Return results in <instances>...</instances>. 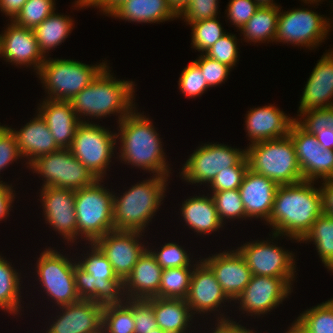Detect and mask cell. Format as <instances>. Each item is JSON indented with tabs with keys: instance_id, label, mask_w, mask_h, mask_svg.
I'll return each instance as SVG.
<instances>
[{
	"instance_id": "obj_1",
	"label": "cell",
	"mask_w": 333,
	"mask_h": 333,
	"mask_svg": "<svg viewBox=\"0 0 333 333\" xmlns=\"http://www.w3.org/2000/svg\"><path fill=\"white\" fill-rule=\"evenodd\" d=\"M314 181L278 185L272 212L266 224L273 228L272 238L287 236L300 242L323 214L322 194ZM275 230V231H274ZM274 236V237H273Z\"/></svg>"
},
{
	"instance_id": "obj_2",
	"label": "cell",
	"mask_w": 333,
	"mask_h": 333,
	"mask_svg": "<svg viewBox=\"0 0 333 333\" xmlns=\"http://www.w3.org/2000/svg\"><path fill=\"white\" fill-rule=\"evenodd\" d=\"M116 138L120 139L121 162L141 168L157 176L169 177L170 171L159 133L149 118L134 109L118 122Z\"/></svg>"
},
{
	"instance_id": "obj_3",
	"label": "cell",
	"mask_w": 333,
	"mask_h": 333,
	"mask_svg": "<svg viewBox=\"0 0 333 333\" xmlns=\"http://www.w3.org/2000/svg\"><path fill=\"white\" fill-rule=\"evenodd\" d=\"M106 66L81 92L70 100L75 114L80 119L85 116L102 118L118 113V122L129 115L135 108L134 82L119 81L112 77ZM81 115V116H80Z\"/></svg>"
},
{
	"instance_id": "obj_4",
	"label": "cell",
	"mask_w": 333,
	"mask_h": 333,
	"mask_svg": "<svg viewBox=\"0 0 333 333\" xmlns=\"http://www.w3.org/2000/svg\"><path fill=\"white\" fill-rule=\"evenodd\" d=\"M91 252L84 254L74 267L77 293L80 299L91 300L102 306L124 303L123 280L118 277L111 263L95 243ZM122 296V297H121Z\"/></svg>"
},
{
	"instance_id": "obj_5",
	"label": "cell",
	"mask_w": 333,
	"mask_h": 333,
	"mask_svg": "<svg viewBox=\"0 0 333 333\" xmlns=\"http://www.w3.org/2000/svg\"><path fill=\"white\" fill-rule=\"evenodd\" d=\"M167 177L157 176L133 185L120 197L113 195L114 230L144 232L159 209L166 191Z\"/></svg>"
},
{
	"instance_id": "obj_6",
	"label": "cell",
	"mask_w": 333,
	"mask_h": 333,
	"mask_svg": "<svg viewBox=\"0 0 333 333\" xmlns=\"http://www.w3.org/2000/svg\"><path fill=\"white\" fill-rule=\"evenodd\" d=\"M246 150L248 169L264 175L277 185L303 181L295 149L289 135L250 144Z\"/></svg>"
},
{
	"instance_id": "obj_7",
	"label": "cell",
	"mask_w": 333,
	"mask_h": 333,
	"mask_svg": "<svg viewBox=\"0 0 333 333\" xmlns=\"http://www.w3.org/2000/svg\"><path fill=\"white\" fill-rule=\"evenodd\" d=\"M102 182V179H97L93 184L75 190L77 238H84L89 243H94L107 232L114 230V194L103 187Z\"/></svg>"
},
{
	"instance_id": "obj_8",
	"label": "cell",
	"mask_w": 333,
	"mask_h": 333,
	"mask_svg": "<svg viewBox=\"0 0 333 333\" xmlns=\"http://www.w3.org/2000/svg\"><path fill=\"white\" fill-rule=\"evenodd\" d=\"M104 61L99 65L66 59H45L36 72L50 100L70 101L91 84L97 75L107 66Z\"/></svg>"
},
{
	"instance_id": "obj_9",
	"label": "cell",
	"mask_w": 333,
	"mask_h": 333,
	"mask_svg": "<svg viewBox=\"0 0 333 333\" xmlns=\"http://www.w3.org/2000/svg\"><path fill=\"white\" fill-rule=\"evenodd\" d=\"M116 139V133L84 120L78 125L69 149L97 179L103 180L117 145Z\"/></svg>"
},
{
	"instance_id": "obj_10",
	"label": "cell",
	"mask_w": 333,
	"mask_h": 333,
	"mask_svg": "<svg viewBox=\"0 0 333 333\" xmlns=\"http://www.w3.org/2000/svg\"><path fill=\"white\" fill-rule=\"evenodd\" d=\"M33 173L41 174L42 187L81 189L93 184L97 178L71 153L60 149L43 155L29 164Z\"/></svg>"
},
{
	"instance_id": "obj_11",
	"label": "cell",
	"mask_w": 333,
	"mask_h": 333,
	"mask_svg": "<svg viewBox=\"0 0 333 333\" xmlns=\"http://www.w3.org/2000/svg\"><path fill=\"white\" fill-rule=\"evenodd\" d=\"M60 252L48 248L37 260L38 280L45 294L53 299L57 306L75 303L80 299L75 285L74 267L77 264Z\"/></svg>"
},
{
	"instance_id": "obj_12",
	"label": "cell",
	"mask_w": 333,
	"mask_h": 333,
	"mask_svg": "<svg viewBox=\"0 0 333 333\" xmlns=\"http://www.w3.org/2000/svg\"><path fill=\"white\" fill-rule=\"evenodd\" d=\"M245 157V149L239 150L221 143H205L189 156L180 176L192 184H210L221 170L237 166Z\"/></svg>"
},
{
	"instance_id": "obj_13",
	"label": "cell",
	"mask_w": 333,
	"mask_h": 333,
	"mask_svg": "<svg viewBox=\"0 0 333 333\" xmlns=\"http://www.w3.org/2000/svg\"><path fill=\"white\" fill-rule=\"evenodd\" d=\"M327 20L330 19L305 8L282 13L280 9L275 41L314 49L326 39L331 27Z\"/></svg>"
},
{
	"instance_id": "obj_14",
	"label": "cell",
	"mask_w": 333,
	"mask_h": 333,
	"mask_svg": "<svg viewBox=\"0 0 333 333\" xmlns=\"http://www.w3.org/2000/svg\"><path fill=\"white\" fill-rule=\"evenodd\" d=\"M291 137L304 181L333 179V150L322 147L314 135L296 122L291 125Z\"/></svg>"
},
{
	"instance_id": "obj_15",
	"label": "cell",
	"mask_w": 333,
	"mask_h": 333,
	"mask_svg": "<svg viewBox=\"0 0 333 333\" xmlns=\"http://www.w3.org/2000/svg\"><path fill=\"white\" fill-rule=\"evenodd\" d=\"M293 278L252 275L249 284L236 298L242 313L260 316L277 308L291 293Z\"/></svg>"
},
{
	"instance_id": "obj_16",
	"label": "cell",
	"mask_w": 333,
	"mask_h": 333,
	"mask_svg": "<svg viewBox=\"0 0 333 333\" xmlns=\"http://www.w3.org/2000/svg\"><path fill=\"white\" fill-rule=\"evenodd\" d=\"M270 243L271 241L258 240L245 243L237 249L246 260L252 275L294 278L295 255L276 246L275 243Z\"/></svg>"
},
{
	"instance_id": "obj_17",
	"label": "cell",
	"mask_w": 333,
	"mask_h": 333,
	"mask_svg": "<svg viewBox=\"0 0 333 333\" xmlns=\"http://www.w3.org/2000/svg\"><path fill=\"white\" fill-rule=\"evenodd\" d=\"M140 236H143L142 232L112 230L94 242L111 263L114 273L123 281L147 249L139 242Z\"/></svg>"
},
{
	"instance_id": "obj_18",
	"label": "cell",
	"mask_w": 333,
	"mask_h": 333,
	"mask_svg": "<svg viewBox=\"0 0 333 333\" xmlns=\"http://www.w3.org/2000/svg\"><path fill=\"white\" fill-rule=\"evenodd\" d=\"M40 190L46 223L58 231L67 243H74L77 239L75 190L59 187H42Z\"/></svg>"
},
{
	"instance_id": "obj_19",
	"label": "cell",
	"mask_w": 333,
	"mask_h": 333,
	"mask_svg": "<svg viewBox=\"0 0 333 333\" xmlns=\"http://www.w3.org/2000/svg\"><path fill=\"white\" fill-rule=\"evenodd\" d=\"M214 273L226 296L234 301L249 284L252 273L238 249L201 259Z\"/></svg>"
},
{
	"instance_id": "obj_20",
	"label": "cell",
	"mask_w": 333,
	"mask_h": 333,
	"mask_svg": "<svg viewBox=\"0 0 333 333\" xmlns=\"http://www.w3.org/2000/svg\"><path fill=\"white\" fill-rule=\"evenodd\" d=\"M0 34V57L16 66H33L39 71L46 57L39 49L33 29L17 26L11 21Z\"/></svg>"
},
{
	"instance_id": "obj_21",
	"label": "cell",
	"mask_w": 333,
	"mask_h": 333,
	"mask_svg": "<svg viewBox=\"0 0 333 333\" xmlns=\"http://www.w3.org/2000/svg\"><path fill=\"white\" fill-rule=\"evenodd\" d=\"M231 300L226 296L213 271L201 260H197L191 276L186 302L192 315L218 311L221 303Z\"/></svg>"
},
{
	"instance_id": "obj_22",
	"label": "cell",
	"mask_w": 333,
	"mask_h": 333,
	"mask_svg": "<svg viewBox=\"0 0 333 333\" xmlns=\"http://www.w3.org/2000/svg\"><path fill=\"white\" fill-rule=\"evenodd\" d=\"M59 309L60 315L46 333H102V305L81 299Z\"/></svg>"
},
{
	"instance_id": "obj_23",
	"label": "cell",
	"mask_w": 333,
	"mask_h": 333,
	"mask_svg": "<svg viewBox=\"0 0 333 333\" xmlns=\"http://www.w3.org/2000/svg\"><path fill=\"white\" fill-rule=\"evenodd\" d=\"M277 187L273 180L248 169L239 187L246 218H263L268 222Z\"/></svg>"
},
{
	"instance_id": "obj_24",
	"label": "cell",
	"mask_w": 333,
	"mask_h": 333,
	"mask_svg": "<svg viewBox=\"0 0 333 333\" xmlns=\"http://www.w3.org/2000/svg\"><path fill=\"white\" fill-rule=\"evenodd\" d=\"M246 115V131L251 144L289 135L296 119L288 117L275 105L253 108Z\"/></svg>"
},
{
	"instance_id": "obj_25",
	"label": "cell",
	"mask_w": 333,
	"mask_h": 333,
	"mask_svg": "<svg viewBox=\"0 0 333 333\" xmlns=\"http://www.w3.org/2000/svg\"><path fill=\"white\" fill-rule=\"evenodd\" d=\"M305 85L298 112L333 106V50L318 60Z\"/></svg>"
},
{
	"instance_id": "obj_26",
	"label": "cell",
	"mask_w": 333,
	"mask_h": 333,
	"mask_svg": "<svg viewBox=\"0 0 333 333\" xmlns=\"http://www.w3.org/2000/svg\"><path fill=\"white\" fill-rule=\"evenodd\" d=\"M163 269L147 248L123 281L126 299L158 297Z\"/></svg>"
},
{
	"instance_id": "obj_27",
	"label": "cell",
	"mask_w": 333,
	"mask_h": 333,
	"mask_svg": "<svg viewBox=\"0 0 333 333\" xmlns=\"http://www.w3.org/2000/svg\"><path fill=\"white\" fill-rule=\"evenodd\" d=\"M39 107L38 113L46 121L57 145L69 149L78 125L83 122L75 114L71 102L45 99Z\"/></svg>"
},
{
	"instance_id": "obj_28",
	"label": "cell",
	"mask_w": 333,
	"mask_h": 333,
	"mask_svg": "<svg viewBox=\"0 0 333 333\" xmlns=\"http://www.w3.org/2000/svg\"><path fill=\"white\" fill-rule=\"evenodd\" d=\"M16 136L19 152L22 157L28 158L26 164L35 159L53 153L61 148L55 142L46 121L38 113L33 120L26 123L20 131L11 129Z\"/></svg>"
},
{
	"instance_id": "obj_29",
	"label": "cell",
	"mask_w": 333,
	"mask_h": 333,
	"mask_svg": "<svg viewBox=\"0 0 333 333\" xmlns=\"http://www.w3.org/2000/svg\"><path fill=\"white\" fill-rule=\"evenodd\" d=\"M181 216L187 226L198 234H210L223 227L212 196H193L182 204Z\"/></svg>"
},
{
	"instance_id": "obj_30",
	"label": "cell",
	"mask_w": 333,
	"mask_h": 333,
	"mask_svg": "<svg viewBox=\"0 0 333 333\" xmlns=\"http://www.w3.org/2000/svg\"><path fill=\"white\" fill-rule=\"evenodd\" d=\"M109 16L138 23H158L178 18L167 0H125Z\"/></svg>"
},
{
	"instance_id": "obj_31",
	"label": "cell",
	"mask_w": 333,
	"mask_h": 333,
	"mask_svg": "<svg viewBox=\"0 0 333 333\" xmlns=\"http://www.w3.org/2000/svg\"><path fill=\"white\" fill-rule=\"evenodd\" d=\"M147 300L153 307L158 328L168 333H186L194 317L186 299L156 297Z\"/></svg>"
},
{
	"instance_id": "obj_32",
	"label": "cell",
	"mask_w": 333,
	"mask_h": 333,
	"mask_svg": "<svg viewBox=\"0 0 333 333\" xmlns=\"http://www.w3.org/2000/svg\"><path fill=\"white\" fill-rule=\"evenodd\" d=\"M73 20L67 15L53 12L43 22L36 26L33 31L44 56L46 52L59 46L73 29Z\"/></svg>"
},
{
	"instance_id": "obj_33",
	"label": "cell",
	"mask_w": 333,
	"mask_h": 333,
	"mask_svg": "<svg viewBox=\"0 0 333 333\" xmlns=\"http://www.w3.org/2000/svg\"><path fill=\"white\" fill-rule=\"evenodd\" d=\"M298 115L303 121L297 118L295 122L307 133L314 135L322 147L333 150V106L305 110Z\"/></svg>"
},
{
	"instance_id": "obj_34",
	"label": "cell",
	"mask_w": 333,
	"mask_h": 333,
	"mask_svg": "<svg viewBox=\"0 0 333 333\" xmlns=\"http://www.w3.org/2000/svg\"><path fill=\"white\" fill-rule=\"evenodd\" d=\"M280 7H260L241 28L247 42L275 41Z\"/></svg>"
},
{
	"instance_id": "obj_35",
	"label": "cell",
	"mask_w": 333,
	"mask_h": 333,
	"mask_svg": "<svg viewBox=\"0 0 333 333\" xmlns=\"http://www.w3.org/2000/svg\"><path fill=\"white\" fill-rule=\"evenodd\" d=\"M0 255V308L17 315L21 307L20 273Z\"/></svg>"
},
{
	"instance_id": "obj_36",
	"label": "cell",
	"mask_w": 333,
	"mask_h": 333,
	"mask_svg": "<svg viewBox=\"0 0 333 333\" xmlns=\"http://www.w3.org/2000/svg\"><path fill=\"white\" fill-rule=\"evenodd\" d=\"M133 299L103 306L102 333H135Z\"/></svg>"
},
{
	"instance_id": "obj_37",
	"label": "cell",
	"mask_w": 333,
	"mask_h": 333,
	"mask_svg": "<svg viewBox=\"0 0 333 333\" xmlns=\"http://www.w3.org/2000/svg\"><path fill=\"white\" fill-rule=\"evenodd\" d=\"M192 268L194 266L163 269L158 297L186 299L193 273Z\"/></svg>"
},
{
	"instance_id": "obj_38",
	"label": "cell",
	"mask_w": 333,
	"mask_h": 333,
	"mask_svg": "<svg viewBox=\"0 0 333 333\" xmlns=\"http://www.w3.org/2000/svg\"><path fill=\"white\" fill-rule=\"evenodd\" d=\"M301 241H313L319 258L326 266L333 259V217L324 214L319 216Z\"/></svg>"
},
{
	"instance_id": "obj_39",
	"label": "cell",
	"mask_w": 333,
	"mask_h": 333,
	"mask_svg": "<svg viewBox=\"0 0 333 333\" xmlns=\"http://www.w3.org/2000/svg\"><path fill=\"white\" fill-rule=\"evenodd\" d=\"M296 322L305 333H333V299L307 309Z\"/></svg>"
},
{
	"instance_id": "obj_40",
	"label": "cell",
	"mask_w": 333,
	"mask_h": 333,
	"mask_svg": "<svg viewBox=\"0 0 333 333\" xmlns=\"http://www.w3.org/2000/svg\"><path fill=\"white\" fill-rule=\"evenodd\" d=\"M55 10V0H27L12 22L19 27L34 29Z\"/></svg>"
},
{
	"instance_id": "obj_41",
	"label": "cell",
	"mask_w": 333,
	"mask_h": 333,
	"mask_svg": "<svg viewBox=\"0 0 333 333\" xmlns=\"http://www.w3.org/2000/svg\"><path fill=\"white\" fill-rule=\"evenodd\" d=\"M192 27V47L204 54L226 34L217 17L189 24Z\"/></svg>"
},
{
	"instance_id": "obj_42",
	"label": "cell",
	"mask_w": 333,
	"mask_h": 333,
	"mask_svg": "<svg viewBox=\"0 0 333 333\" xmlns=\"http://www.w3.org/2000/svg\"><path fill=\"white\" fill-rule=\"evenodd\" d=\"M216 210L220 221L224 224L225 219H246V212L239 189L212 192ZM224 220V221H223Z\"/></svg>"
},
{
	"instance_id": "obj_43",
	"label": "cell",
	"mask_w": 333,
	"mask_h": 333,
	"mask_svg": "<svg viewBox=\"0 0 333 333\" xmlns=\"http://www.w3.org/2000/svg\"><path fill=\"white\" fill-rule=\"evenodd\" d=\"M152 250L151 248L149 251L162 269L195 266L190 264V254L174 242L165 243L159 252Z\"/></svg>"
},
{
	"instance_id": "obj_44",
	"label": "cell",
	"mask_w": 333,
	"mask_h": 333,
	"mask_svg": "<svg viewBox=\"0 0 333 333\" xmlns=\"http://www.w3.org/2000/svg\"><path fill=\"white\" fill-rule=\"evenodd\" d=\"M247 170L248 162L245 157L237 166L221 170L208 186L213 192L239 189Z\"/></svg>"
},
{
	"instance_id": "obj_45",
	"label": "cell",
	"mask_w": 333,
	"mask_h": 333,
	"mask_svg": "<svg viewBox=\"0 0 333 333\" xmlns=\"http://www.w3.org/2000/svg\"><path fill=\"white\" fill-rule=\"evenodd\" d=\"M178 82L180 91L189 98L200 96L209 88L201 69L193 61L183 69Z\"/></svg>"
},
{
	"instance_id": "obj_46",
	"label": "cell",
	"mask_w": 333,
	"mask_h": 333,
	"mask_svg": "<svg viewBox=\"0 0 333 333\" xmlns=\"http://www.w3.org/2000/svg\"><path fill=\"white\" fill-rule=\"evenodd\" d=\"M237 37L233 34H225L214 45L204 52L206 56L226 64L229 67L236 65L238 59Z\"/></svg>"
},
{
	"instance_id": "obj_47",
	"label": "cell",
	"mask_w": 333,
	"mask_h": 333,
	"mask_svg": "<svg viewBox=\"0 0 333 333\" xmlns=\"http://www.w3.org/2000/svg\"><path fill=\"white\" fill-rule=\"evenodd\" d=\"M200 69L209 87L225 82L230 75L231 67L226 64L220 63L217 60L209 58L205 54L199 56L198 59L193 61Z\"/></svg>"
},
{
	"instance_id": "obj_48",
	"label": "cell",
	"mask_w": 333,
	"mask_h": 333,
	"mask_svg": "<svg viewBox=\"0 0 333 333\" xmlns=\"http://www.w3.org/2000/svg\"><path fill=\"white\" fill-rule=\"evenodd\" d=\"M218 0H191L178 18L183 17L187 24L217 17Z\"/></svg>"
},
{
	"instance_id": "obj_49",
	"label": "cell",
	"mask_w": 333,
	"mask_h": 333,
	"mask_svg": "<svg viewBox=\"0 0 333 333\" xmlns=\"http://www.w3.org/2000/svg\"><path fill=\"white\" fill-rule=\"evenodd\" d=\"M133 319L135 333H149L157 328L156 316L148 300L133 299Z\"/></svg>"
},
{
	"instance_id": "obj_50",
	"label": "cell",
	"mask_w": 333,
	"mask_h": 333,
	"mask_svg": "<svg viewBox=\"0 0 333 333\" xmlns=\"http://www.w3.org/2000/svg\"><path fill=\"white\" fill-rule=\"evenodd\" d=\"M227 8L228 19L240 31L260 6L254 0H230Z\"/></svg>"
},
{
	"instance_id": "obj_51",
	"label": "cell",
	"mask_w": 333,
	"mask_h": 333,
	"mask_svg": "<svg viewBox=\"0 0 333 333\" xmlns=\"http://www.w3.org/2000/svg\"><path fill=\"white\" fill-rule=\"evenodd\" d=\"M22 158L16 141V136L7 125H0V171L13 161Z\"/></svg>"
},
{
	"instance_id": "obj_52",
	"label": "cell",
	"mask_w": 333,
	"mask_h": 333,
	"mask_svg": "<svg viewBox=\"0 0 333 333\" xmlns=\"http://www.w3.org/2000/svg\"><path fill=\"white\" fill-rule=\"evenodd\" d=\"M125 0H77L75 1V7H97L101 8L103 14L110 15L118 6H120ZM77 5V6H76Z\"/></svg>"
},
{
	"instance_id": "obj_53",
	"label": "cell",
	"mask_w": 333,
	"mask_h": 333,
	"mask_svg": "<svg viewBox=\"0 0 333 333\" xmlns=\"http://www.w3.org/2000/svg\"><path fill=\"white\" fill-rule=\"evenodd\" d=\"M12 185H8L0 181V221L8 217L10 214L11 204H13L15 194Z\"/></svg>"
},
{
	"instance_id": "obj_54",
	"label": "cell",
	"mask_w": 333,
	"mask_h": 333,
	"mask_svg": "<svg viewBox=\"0 0 333 333\" xmlns=\"http://www.w3.org/2000/svg\"><path fill=\"white\" fill-rule=\"evenodd\" d=\"M219 315L220 317L218 316L217 318L218 323H216L217 326L212 333H255L253 330L247 329L245 326L243 327L239 323H236V321L234 322L233 320H230L229 317L226 318L224 313Z\"/></svg>"
},
{
	"instance_id": "obj_55",
	"label": "cell",
	"mask_w": 333,
	"mask_h": 333,
	"mask_svg": "<svg viewBox=\"0 0 333 333\" xmlns=\"http://www.w3.org/2000/svg\"><path fill=\"white\" fill-rule=\"evenodd\" d=\"M320 190L322 194L323 214L333 217V179L323 180Z\"/></svg>"
},
{
	"instance_id": "obj_56",
	"label": "cell",
	"mask_w": 333,
	"mask_h": 333,
	"mask_svg": "<svg viewBox=\"0 0 333 333\" xmlns=\"http://www.w3.org/2000/svg\"><path fill=\"white\" fill-rule=\"evenodd\" d=\"M26 2L27 0H0V9L12 21Z\"/></svg>"
},
{
	"instance_id": "obj_57",
	"label": "cell",
	"mask_w": 333,
	"mask_h": 333,
	"mask_svg": "<svg viewBox=\"0 0 333 333\" xmlns=\"http://www.w3.org/2000/svg\"><path fill=\"white\" fill-rule=\"evenodd\" d=\"M173 12L179 16L191 0H167Z\"/></svg>"
},
{
	"instance_id": "obj_58",
	"label": "cell",
	"mask_w": 333,
	"mask_h": 333,
	"mask_svg": "<svg viewBox=\"0 0 333 333\" xmlns=\"http://www.w3.org/2000/svg\"><path fill=\"white\" fill-rule=\"evenodd\" d=\"M285 333H305V331L295 320Z\"/></svg>"
},
{
	"instance_id": "obj_59",
	"label": "cell",
	"mask_w": 333,
	"mask_h": 333,
	"mask_svg": "<svg viewBox=\"0 0 333 333\" xmlns=\"http://www.w3.org/2000/svg\"><path fill=\"white\" fill-rule=\"evenodd\" d=\"M260 7H280L273 0H254Z\"/></svg>"
},
{
	"instance_id": "obj_60",
	"label": "cell",
	"mask_w": 333,
	"mask_h": 333,
	"mask_svg": "<svg viewBox=\"0 0 333 333\" xmlns=\"http://www.w3.org/2000/svg\"><path fill=\"white\" fill-rule=\"evenodd\" d=\"M149 333H168V332L157 327V328L151 330Z\"/></svg>"
},
{
	"instance_id": "obj_61",
	"label": "cell",
	"mask_w": 333,
	"mask_h": 333,
	"mask_svg": "<svg viewBox=\"0 0 333 333\" xmlns=\"http://www.w3.org/2000/svg\"><path fill=\"white\" fill-rule=\"evenodd\" d=\"M329 271L333 272V259L325 266Z\"/></svg>"
},
{
	"instance_id": "obj_62",
	"label": "cell",
	"mask_w": 333,
	"mask_h": 333,
	"mask_svg": "<svg viewBox=\"0 0 333 333\" xmlns=\"http://www.w3.org/2000/svg\"><path fill=\"white\" fill-rule=\"evenodd\" d=\"M320 1H321V0H303L304 3H308V4H309V3H310V4H311V3L314 4V3H317V2H320Z\"/></svg>"
}]
</instances>
